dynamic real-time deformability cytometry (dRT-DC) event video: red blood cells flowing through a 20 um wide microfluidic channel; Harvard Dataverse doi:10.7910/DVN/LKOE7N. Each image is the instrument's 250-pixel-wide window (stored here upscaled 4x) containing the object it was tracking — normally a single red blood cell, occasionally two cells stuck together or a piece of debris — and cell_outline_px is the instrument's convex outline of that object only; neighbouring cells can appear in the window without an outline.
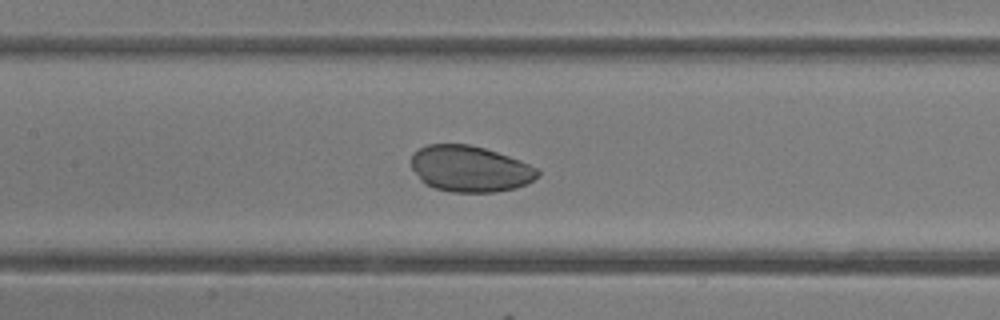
{"species": "common noctule bat (a hibernating species)", "species_latin": "Nyctalus noctula", "temperature_condition": "room temperature", "stored_images_in_passage": 49, "camera_frame_rate_fps": 3000, "um_per_image_px": 0.085, "animal": {"sex": "female"}, "frame": {"image": 1, "passage_image": 23, "time_ms": 7.333, "image_size_px": [1000, 320], "cell_outline_px": [[540, 176], [516, 188], [496, 192], [452, 192], [436, 188], [424, 184], [420, 180], [412, 168], [412, 156], [420, 148], [428, 144], [468, 144], [484, 148], [520, 160], [536, 168], [540, 172]], "centroid_in_image_um": [39.95, 14.35], "position_along_channel_um": 167.5, "area_um2": 33.81}}
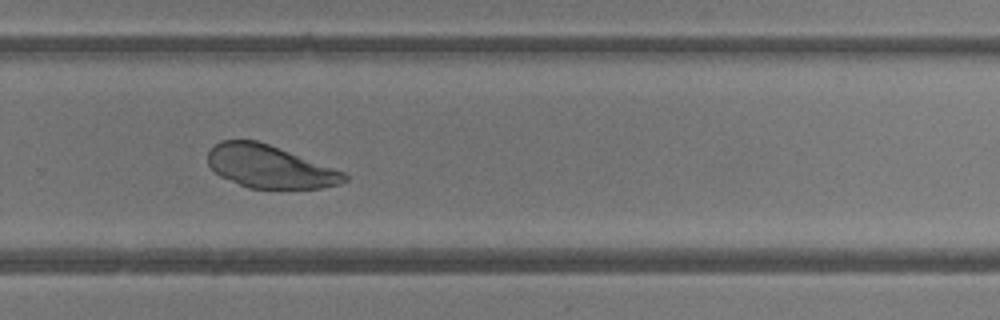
{"frame": {"image": 2, "passage_image": 33, "time_ms": 10.667, "image_size_px": [1000, 320], "cell_outline_px": [[348, 180], [340, 184], [320, 188], [248, 188], [220, 176], [208, 164], [208, 152], [220, 140], [256, 140], [268, 144], [344, 172], [348, 176]], "centroid_in_image_um": [22.91, 14.17], "position_along_channel_um": 306.9, "area_um2": 33.58}}
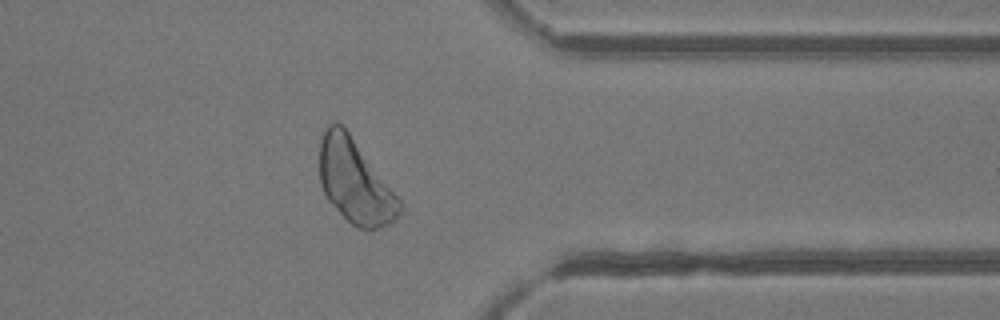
{"frame": {"image": 3, "passage_image": 39, "time_ms": 12.667, "image_size_px": [1000, 320], "cell_outline_px": [[404, 208], [396, 220], [380, 228], [360, 228], [352, 224], [328, 200], [320, 184], [320, 140], [324, 128], [332, 120], [336, 120], [348, 132], [400, 200]], "centroid_in_image_um": [30.16, 15.42], "position_along_channel_um": 381.2, "area_um2": 38.44}}